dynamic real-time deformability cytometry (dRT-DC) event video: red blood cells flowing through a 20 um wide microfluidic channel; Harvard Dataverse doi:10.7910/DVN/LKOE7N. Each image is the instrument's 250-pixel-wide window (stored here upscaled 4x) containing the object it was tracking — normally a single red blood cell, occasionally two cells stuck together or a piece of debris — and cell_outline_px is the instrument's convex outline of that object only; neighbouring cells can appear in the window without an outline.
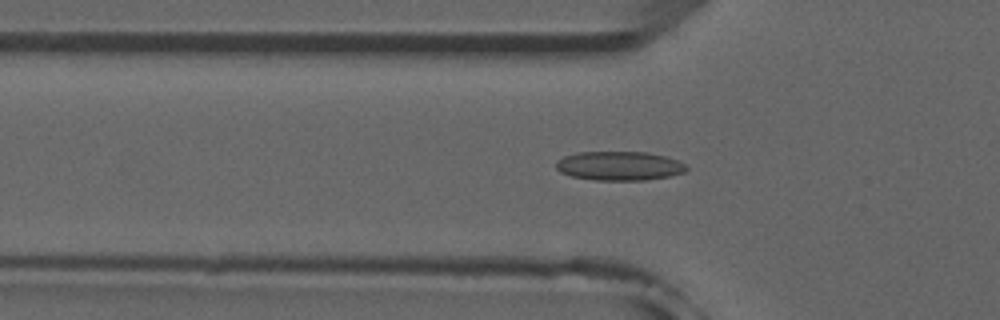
{"species": "common noctule bat (a hibernating species)", "species_latin": "Nyctalus noctula", "temperature_condition": "room temperature", "stored_images_in_passage": 52, "camera_frame_rate_fps": 3000, "um_per_image_px": 0.085, "animal": {"sex": "male", "forearm_length_mm": 52.5}, "frame": {"image": 1, "passage_image": 17, "time_ms": 5.333, "image_size_px": [1000, 320], "cell_outline_px": [[688, 168], [684, 172], [668, 176], [644, 180], [596, 180], [572, 176], [560, 172], [556, 168], [556, 160], [564, 156], [580, 152], [648, 152], [680, 160]], "centroid_in_image_um": [52.64, 14.09], "position_along_channel_um": 73.2, "area_um2": 22.02}}
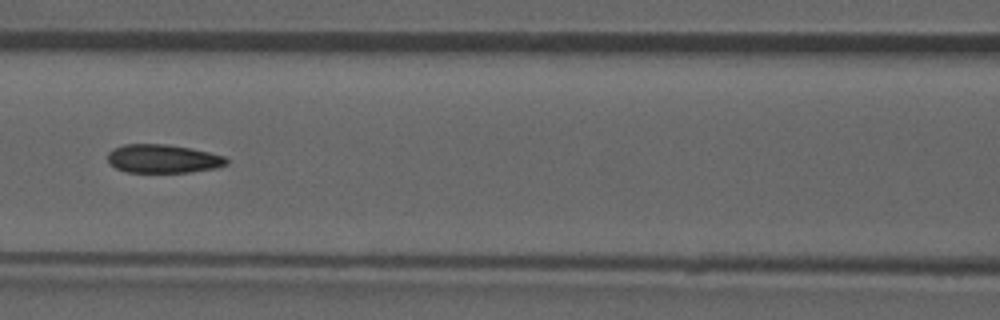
{"frame": {"image": 2, "passage_image": 23, "time_ms": 7.333, "image_size_px": [1000, 320], "cell_outline_px": [[228, 164], [216, 168], [188, 172], [128, 172], [116, 168], [108, 160], [108, 152], [112, 148], [124, 144], [168, 144], [192, 148], [224, 156], [228, 160]], "centroid_in_image_um": [13.86, 13.48], "position_along_channel_um": 152.7, "area_um2": 19.77}}
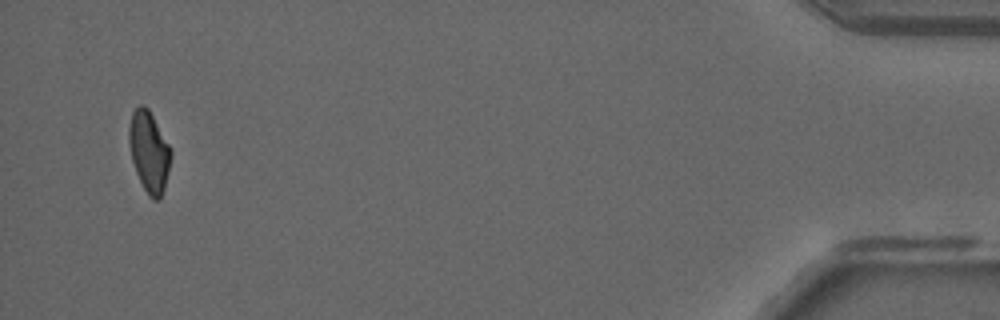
{"frame": {"image": 3, "passage_image": 50, "time_ms": 16.333, "image_size_px": [1000, 320], "cell_outline_px": [[172, 156], [164, 188], [160, 200], [152, 200], [148, 196], [136, 172], [132, 160], [128, 140], [128, 128], [132, 112], [140, 104], [144, 104], [148, 108], [168, 144], [172, 152]], "centroid_in_image_um": [12.66, 12.9], "position_along_channel_um": 422.5, "area_um2": 19.65}, "authors_computed_cell_mechanics": {"area_um2": 20.7213, "velocity_mm_per_s": 3.9396, "shape_relaxation_time_tau1_ms": null, "shape_relaxation_time_tau2_ms": 2.7972, "deformation_change_tau1": null, "deformation_change_tau2": 0.1052}}